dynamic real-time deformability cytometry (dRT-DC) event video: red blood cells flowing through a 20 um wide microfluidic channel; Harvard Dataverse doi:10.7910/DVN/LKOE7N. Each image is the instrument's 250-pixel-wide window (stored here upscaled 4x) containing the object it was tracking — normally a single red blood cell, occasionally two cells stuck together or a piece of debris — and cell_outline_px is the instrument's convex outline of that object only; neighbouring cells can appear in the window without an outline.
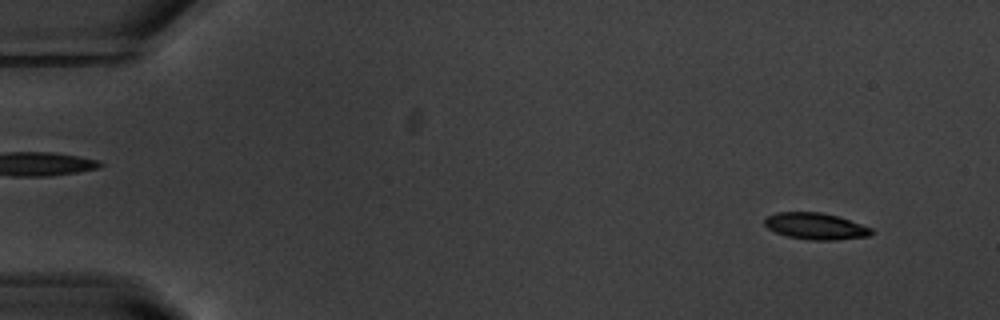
{"species": "common noctule bat (a hibernating species)", "species_latin": "Nyctalus noctula", "temperature_condition": "warm", "stored_images_in_passage": 54, "camera_frame_rate_fps": 3000, "um_per_image_px": 0.085, "animal": {"sex": "male", "body_mass_g": 20.1, "forearm_length_mm": 53.5}, "frame": {"image": 1, "passage_image": 4, "time_ms": 1.0, "image_size_px": [1000, 320], "cell_outline_px": [[876, 232], [868, 236], [836, 240], [808, 240], [788, 236], [776, 232], [768, 228], [764, 224], [764, 220], [768, 216], [776, 212], [820, 212], [836, 216], [872, 228]], "centroid_in_image_um": [69.33, 19.23], "position_along_channel_um": 15.7, "area_um2": 16.42}}
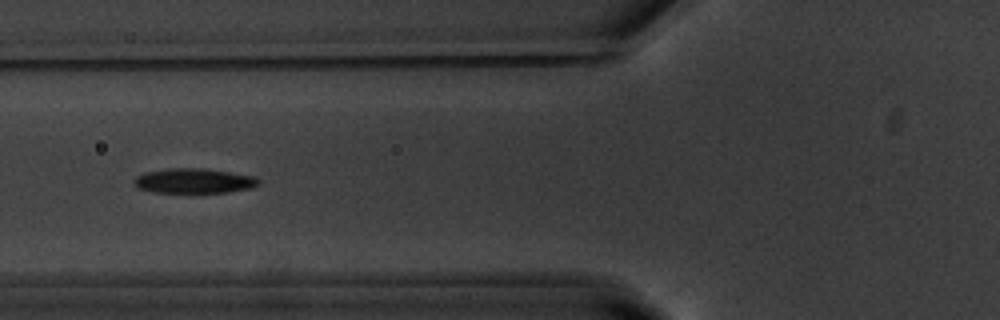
{"frame": {"image": 2, "passage_image": 21, "time_ms": 6.667, "image_size_px": [1000, 320], "cell_outline_px": [[260, 184], [252, 188], [228, 192], [152, 192], [136, 188], [132, 180], [136, 176], [144, 172], [168, 168], [204, 168], [256, 176], [260, 180]], "centroid_in_image_um": [16.47, 15.36], "position_along_channel_um": 109.3, "area_um2": 18.26}}
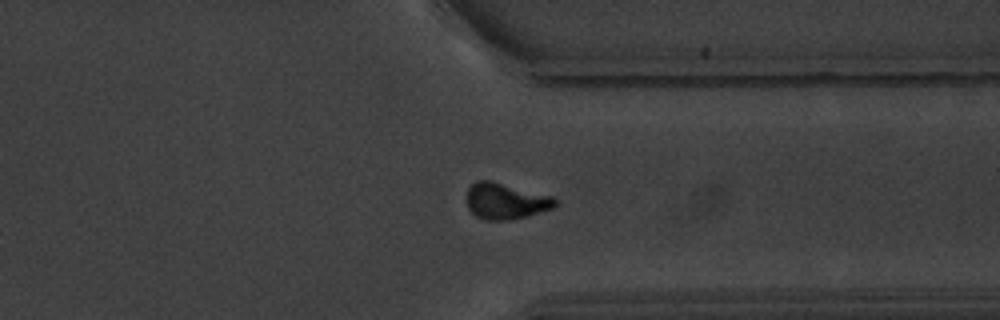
{"frame": {"image": 3, "passage_image": 42, "time_ms": 13.667, "image_size_px": [1000, 320], "cell_outline_px": [[556, 204], [552, 208], [528, 216], [508, 220], [484, 220], [476, 216], [468, 208], [464, 200], [468, 188], [476, 180], [492, 180], [556, 196]], "centroid_in_image_um": [42.96, 17.07], "position_along_channel_um": 368.4, "area_um2": 19.13}, "authors_computed_cell_mechanics": {"area_um2": 17.7446, "velocity_mm_per_s": 3.7109, "shape_relaxation_time_tau1_ms": 3.4887, "shape_relaxation_time_tau2_ms": 11.3606, "deformation_change_tau1": 0.1442, "deformation_change_tau2": 0.1978}}